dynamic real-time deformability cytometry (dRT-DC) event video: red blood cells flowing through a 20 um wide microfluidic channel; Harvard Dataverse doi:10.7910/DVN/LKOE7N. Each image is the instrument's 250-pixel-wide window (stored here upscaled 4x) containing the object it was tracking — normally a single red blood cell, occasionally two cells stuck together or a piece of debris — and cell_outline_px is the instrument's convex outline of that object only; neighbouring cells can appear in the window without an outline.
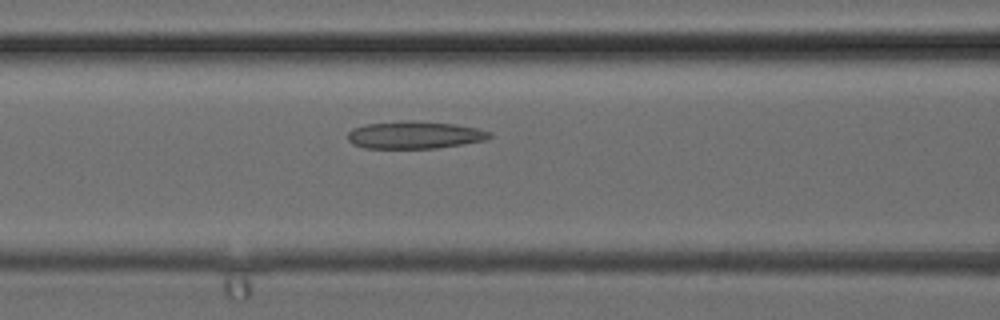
{"species": "common noctule bat (a hibernating species)", "species_latin": "Nyctalus noctula", "temperature_condition": "cold", "stored_images_in_passage": 32, "camera_frame_rate_fps": 3000, "um_per_image_px": 0.085, "animal": {"sex": "female", "body_mass_g": 24.6, "forearm_length_mm": 56.2}, "frame": {"image": 1, "passage_image": 10, "time_ms": 3.0, "image_size_px": [1000, 320], "cell_outline_px": [[492, 136], [484, 140], [436, 148], [364, 148], [352, 144], [348, 140], [348, 132], [352, 128], [364, 124], [400, 120], [412, 120], [456, 124], [476, 128], [492, 132]], "centroid_in_image_um": [35.19, 11.46], "position_along_channel_um": 131.4, "area_um2": 22.83}}
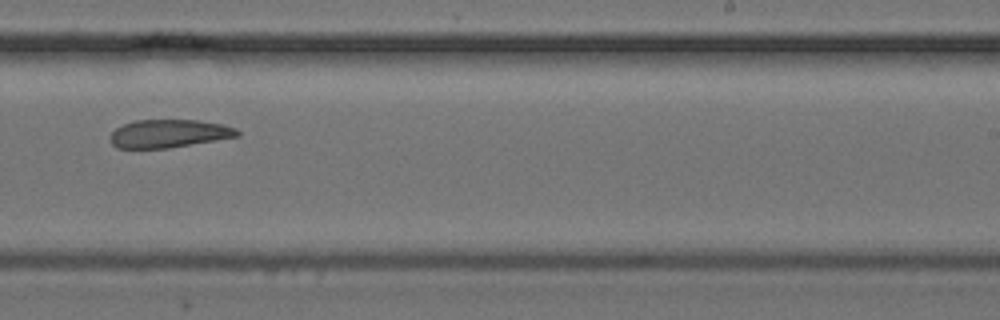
{"frame": {"image": 2, "passage_image": 18, "time_ms": 5.667, "image_size_px": [1000, 320], "cell_outline_px": [[240, 136], [168, 148], [116, 148], [112, 144], [112, 132], [116, 128], [124, 124], [136, 120], [196, 120], [220, 124], [236, 128], [240, 132]], "centroid_in_image_um": [14.37, 11.35], "position_along_channel_um": 274.6, "area_um2": 20.58}}
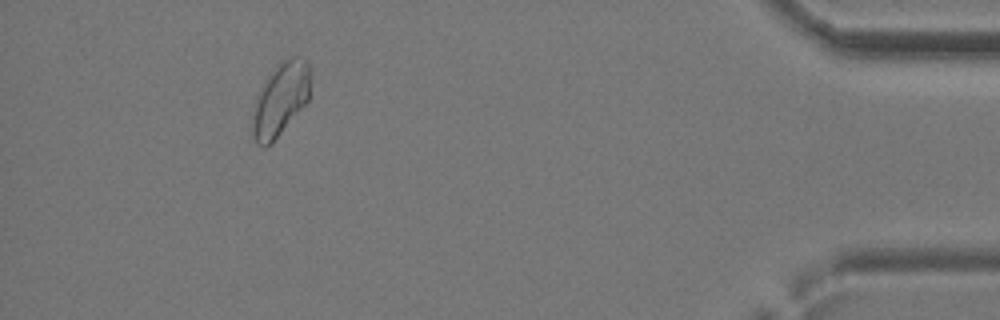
{"frame": {"image": 3, "passage_image": 29, "time_ms": 9.333, "image_size_px": [1000, 320], "cell_outline_px": [[312, 76], [308, 100], [272, 144], [264, 148], [256, 144], [252, 136], [252, 116], [256, 96], [268, 76], [284, 60], [292, 56], [296, 56], [308, 60], [312, 68]], "centroid_in_image_um": [23.86, 8.45], "position_along_channel_um": 411.3, "area_um2": 24.97}}